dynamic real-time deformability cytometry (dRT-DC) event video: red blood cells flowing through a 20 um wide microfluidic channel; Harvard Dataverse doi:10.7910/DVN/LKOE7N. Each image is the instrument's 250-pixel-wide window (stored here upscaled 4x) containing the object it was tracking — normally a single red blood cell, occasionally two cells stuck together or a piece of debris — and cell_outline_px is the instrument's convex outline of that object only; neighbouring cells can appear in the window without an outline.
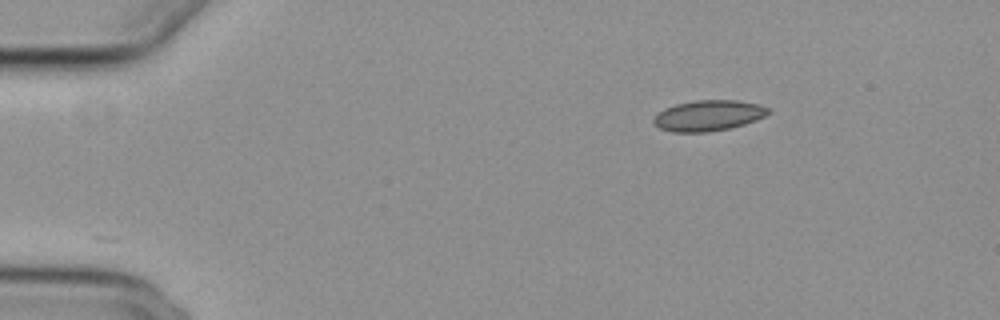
{"species": "common noctule bat (a hibernating species)", "species_latin": "Nyctalus noctula", "temperature_condition": "cold", "stored_images_in_passage": 47, "camera_frame_rate_fps": 3000, "um_per_image_px": 0.085, "animal": {"sex": "female", "body_mass_g": 29.2, "forearm_length_mm": 56.3}, "frame": {"image": 1, "passage_image": 1, "time_ms": 0.0, "image_size_px": [1000, 320], "cell_outline_px": [[768, 112], [764, 116], [756, 120], [744, 124], [728, 128], [708, 132], [672, 132], [660, 128], [652, 124], [652, 116], [664, 108], [676, 104], [696, 100], [736, 100], [760, 104], [768, 108]], "centroid_in_image_um": [60.15, 9.82], "position_along_channel_um": 24.9, "area_um2": 20.58}}
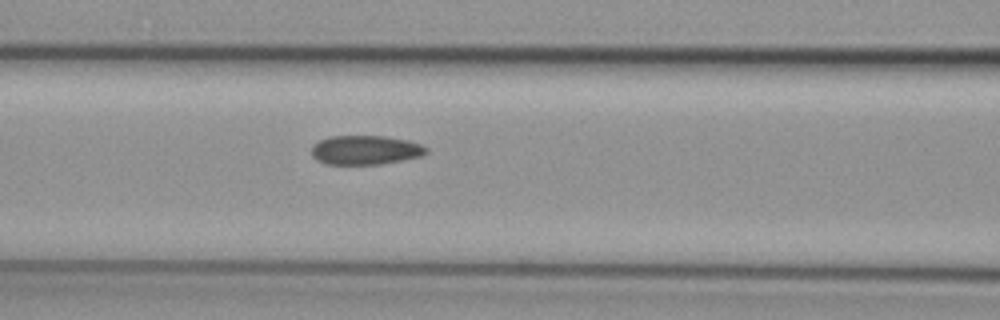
{"frame": {"image": 2, "passage_image": 16, "time_ms": 5.0, "image_size_px": [1000, 320], "cell_outline_px": [[428, 152], [420, 156], [404, 160], [380, 164], [328, 164], [316, 160], [312, 156], [312, 144], [328, 136], [384, 136], [408, 140], [420, 144], [428, 148]], "centroid_in_image_um": [31.05, 12.75], "position_along_channel_um": 135.6, "area_um2": 19.59}}
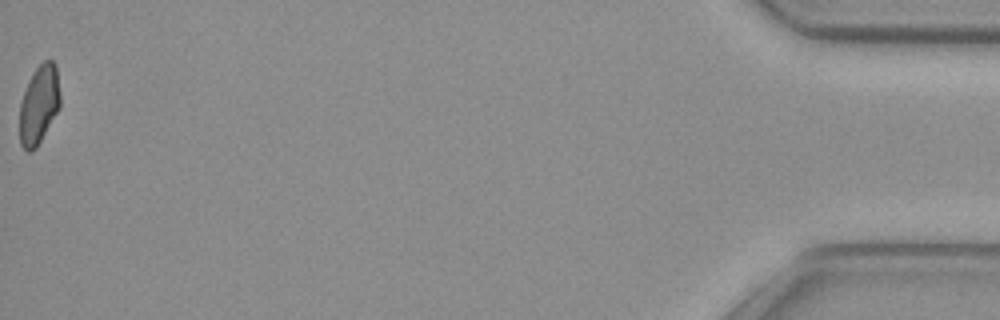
{"frame": {"image": 3, "passage_image": 47, "time_ms": 15.333, "image_size_px": [1000, 320], "cell_outline_px": [[60, 104], [56, 112], [36, 148], [28, 152], [20, 144], [20, 104], [24, 92], [36, 68], [44, 60], [52, 60], [56, 64], [60, 92]], "centroid_in_image_um": [3.32, 8.88], "position_along_channel_um": 431.9, "area_um2": 18.15}, "authors_computed_cell_mechanics": {"area_um2": 19.9988, "velocity_mm_per_s": 3.844, "shape_relaxation_time_tau1_ms": null, "shape_relaxation_time_tau2_ms": 4.5872, "deformation_change_tau1": null, "deformation_change_tau2": 0.0916}}